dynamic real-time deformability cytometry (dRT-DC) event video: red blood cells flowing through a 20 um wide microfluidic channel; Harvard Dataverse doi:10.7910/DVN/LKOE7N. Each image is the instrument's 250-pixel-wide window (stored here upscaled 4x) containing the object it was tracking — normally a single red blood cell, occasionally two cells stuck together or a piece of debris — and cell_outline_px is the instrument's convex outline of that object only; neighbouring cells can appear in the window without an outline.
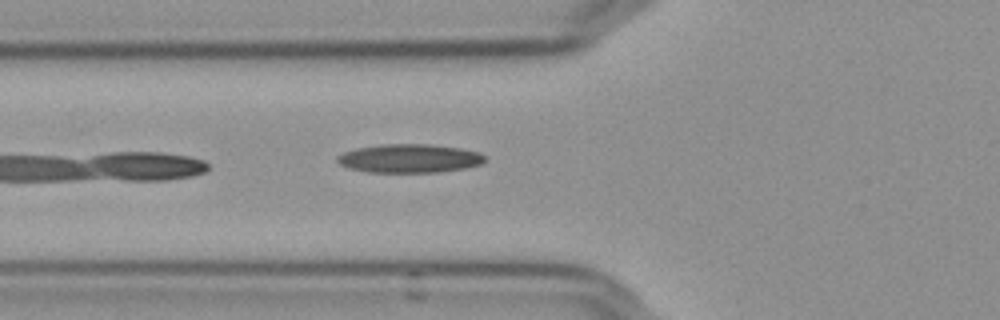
{"species": "Egyptian fruit bat (a non-hibernating species)", "species_latin": "Rousettus aegyptiacus", "temperature_condition": "cold", "stored_images_in_passage": 6, "camera_frame_rate_fps": 3000, "um_per_image_px": 0.085, "frame": {"image": 1, "passage_image": 6, "time_ms": 1.667, "image_size_px": [1000, 320], "cell_outline_px": [[484, 160], [480, 164], [464, 168], [440, 172], [368, 172], [348, 168], [340, 164], [336, 160], [336, 156], [344, 152], [356, 148], [380, 144], [428, 144], [460, 148], [480, 152], [484, 156]], "centroid_in_image_um": [34.77, 13.46], "position_along_channel_um": 91.0, "area_um2": 24.62}}